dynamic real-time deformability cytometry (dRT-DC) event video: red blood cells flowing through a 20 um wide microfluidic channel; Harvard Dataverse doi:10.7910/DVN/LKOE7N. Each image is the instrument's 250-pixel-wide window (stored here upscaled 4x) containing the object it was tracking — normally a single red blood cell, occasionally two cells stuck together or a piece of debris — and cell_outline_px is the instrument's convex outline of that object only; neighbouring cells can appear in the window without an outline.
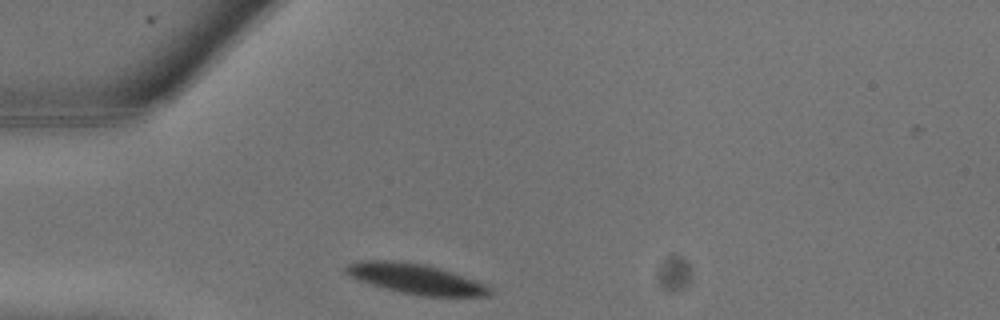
{"species": "common noctule bat (a hibernating species)", "species_latin": "Nyctalus noctula", "temperature_condition": "warm", "stored_images_in_passage": 8, "camera_frame_rate_fps": 3000, "um_per_image_px": 0.085, "animal": {"sex": "male", "body_mass_g": 13.3}, "frame": {"image": 1, "passage_image": 1, "time_ms": 0.0, "image_size_px": [1000, 320], "cell_outline_px": [[492, 292], [488, 296], [424, 296], [384, 288], [356, 280], [348, 276], [344, 272], [344, 268], [348, 264], [360, 260], [396, 260], [424, 264], [440, 268], [476, 280], [492, 288]], "centroid_in_image_um": [35.3, 23.68], "position_along_channel_um": 49.7, "area_um2": 25.32}}
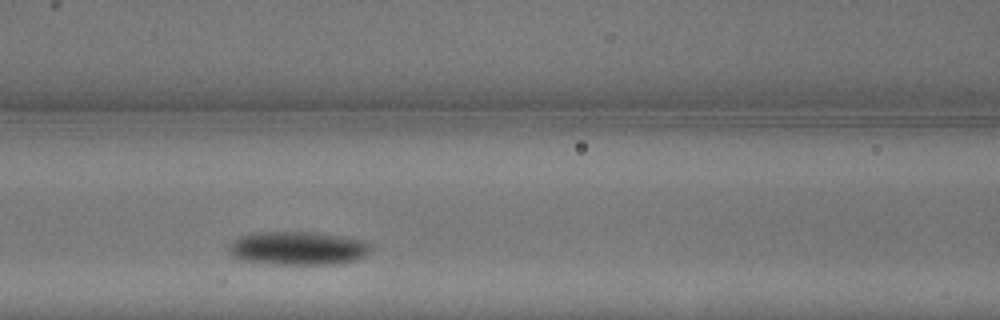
{"frame": {"image": 2, "passage_image": 5, "time_ms": 1.333, "image_size_px": [1000, 320], "cell_outline_px": [[372, 248], [364, 256], [356, 260], [332, 264], [272, 264], [236, 260], [228, 252], [228, 244], [232, 240], [240, 236], [252, 232], [316, 232], [364, 240], [372, 244]], "centroid_in_image_um": [25.26, 21.1], "position_along_channel_um": 141.3, "area_um2": 28.15}}
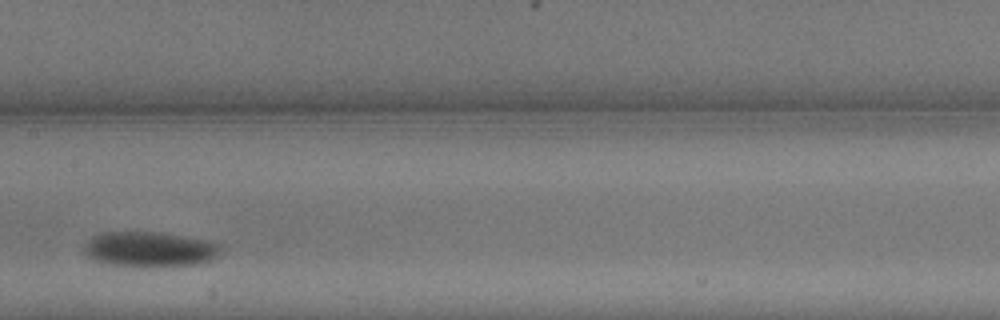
{"frame": {"image": 3, "passage_image": 7, "time_ms": 2.0, "image_size_px": [1000, 320], "cell_outline_px": [[224, 244], [220, 252], [212, 260], [196, 264], [108, 264], [92, 260], [84, 252], [84, 244], [92, 236], [100, 232], [160, 232], [212, 240]], "centroid_in_image_um": [12.76, 21.13], "position_along_channel_um": 194.6, "area_um2": 27.57}}